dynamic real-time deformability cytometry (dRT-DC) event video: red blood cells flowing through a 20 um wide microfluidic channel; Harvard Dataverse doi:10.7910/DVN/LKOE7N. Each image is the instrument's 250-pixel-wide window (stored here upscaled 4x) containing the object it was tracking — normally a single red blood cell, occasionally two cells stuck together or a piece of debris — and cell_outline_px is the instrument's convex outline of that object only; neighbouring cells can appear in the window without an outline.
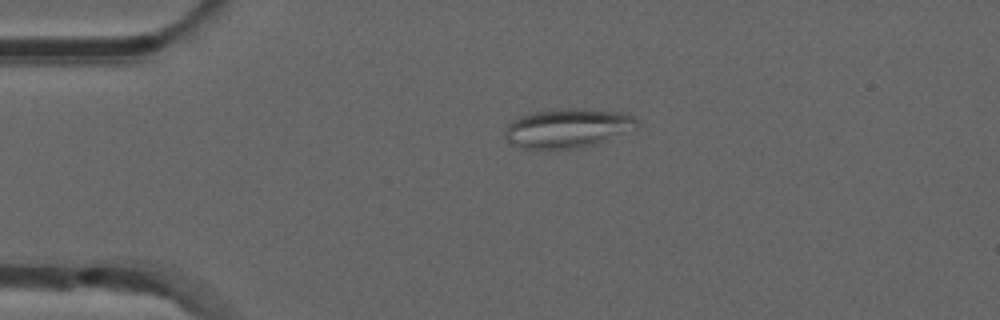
{"species": "common noctule bat (a hibernating species)", "species_latin": "Nyctalus noctula", "temperature_condition": "room temperature", "stored_images_in_passage": 42, "camera_frame_rate_fps": 3000, "um_per_image_px": 0.085, "animal": {"sex": "male", "forearm_length_mm": 52.5}, "frame": {"image": 1, "passage_image": 1, "time_ms": 0.0, "image_size_px": [1000, 320], "cell_outline_px": [[636, 128], [600, 144], [580, 148], [520, 148], [508, 144], [504, 136], [504, 132], [508, 124], [512, 120], [520, 116], [536, 112], [568, 108], [620, 112], [632, 116], [636, 120]], "centroid_in_image_um": [48.21, 10.92], "position_along_channel_um": 36.8, "area_um2": 30.06}}
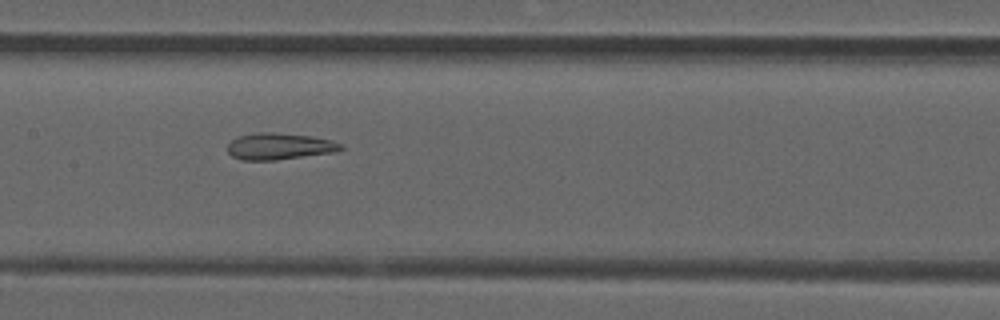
{"frame": {"image": 2, "passage_image": 15, "time_ms": 4.667, "image_size_px": [1000, 320], "cell_outline_px": [[344, 148], [336, 152], [276, 160], [244, 160], [232, 156], [228, 152], [228, 144], [236, 136], [256, 132], [272, 132], [312, 136], [332, 140], [344, 144]], "centroid_in_image_um": [23.77, 12.43], "position_along_channel_um": 183.6, "area_um2": 17.74}}
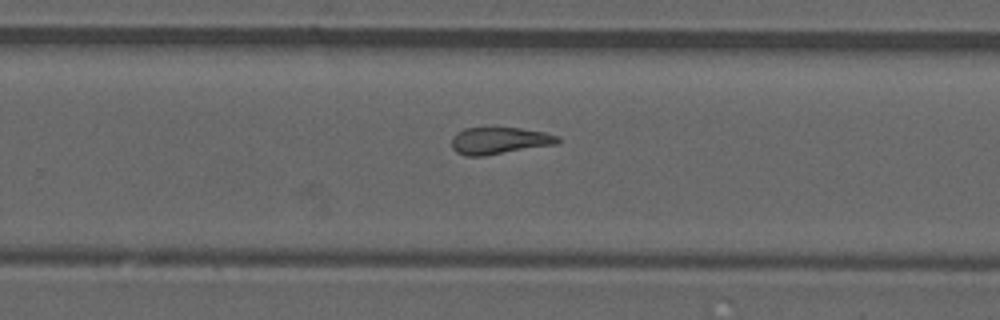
{"frame": {"image": 3, "passage_image": 23, "time_ms": 7.333, "image_size_px": [1000, 320], "cell_outline_px": [[560, 140], [556, 144], [484, 156], [464, 156], [456, 152], [452, 148], [452, 136], [456, 132], [464, 128], [520, 128], [544, 132], [560, 136]], "centroid_in_image_um": [42.42, 11.96], "position_along_channel_um": 287.4, "area_um2": 16.7}, "authors_computed_cell_mechanics": {"area_um2": 16.8198, "velocity_mm_per_s": 3.9097, "shape_relaxation_time_tau1_ms": null, "shape_relaxation_time_tau2_ms": 2.6223, "deformation_change_tau1": null, "deformation_change_tau2": 0.1241}}